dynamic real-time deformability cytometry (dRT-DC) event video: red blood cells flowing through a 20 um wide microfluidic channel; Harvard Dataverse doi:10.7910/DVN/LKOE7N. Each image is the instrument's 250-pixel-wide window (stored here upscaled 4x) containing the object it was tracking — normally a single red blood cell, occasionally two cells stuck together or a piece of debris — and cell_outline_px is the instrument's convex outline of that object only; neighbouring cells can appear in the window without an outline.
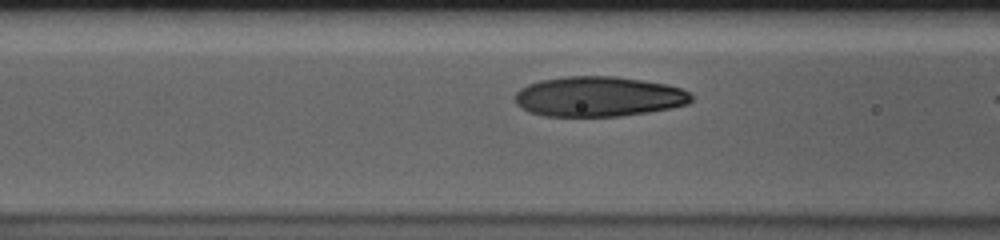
{"species": "human", "species_latin": "Homo sapiens", "temperature_condition": "cold", "stored_images_in_passage": 15, "camera_frame_rate_fps": 3000, "um_per_image_px": 0.085, "donor": {"sex": "male"}, "frame": {"image": 1, "passage_image": 13, "time_ms": 4.0, "image_size_px": [1000, 240], "cell_outline_px": [[692, 100], [688, 104], [672, 108], [648, 112], [620, 116], [544, 116], [528, 112], [516, 104], [516, 92], [520, 88], [528, 84], [540, 80], [568, 76], [616, 76], [668, 84], [680, 88], [688, 92], [692, 96]], "centroid_in_image_um": [50.88, 8.21], "position_along_channel_um": 115.7, "area_um2": 41.33}}